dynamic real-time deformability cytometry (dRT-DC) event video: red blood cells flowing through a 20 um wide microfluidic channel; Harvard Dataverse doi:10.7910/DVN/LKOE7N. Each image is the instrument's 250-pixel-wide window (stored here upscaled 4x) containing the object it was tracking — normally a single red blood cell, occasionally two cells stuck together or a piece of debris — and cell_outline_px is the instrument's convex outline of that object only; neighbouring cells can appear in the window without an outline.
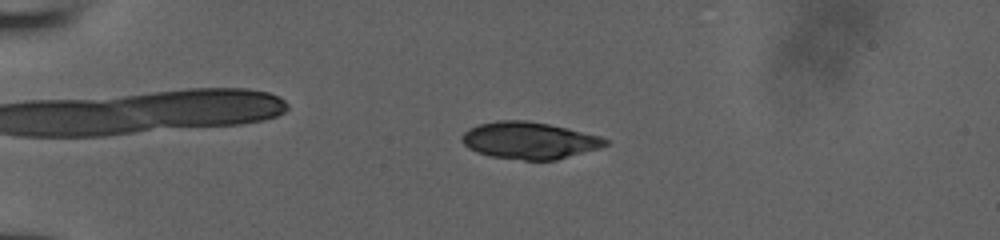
{"species": "human", "species_latin": "Homo sapiens", "temperature_condition": "room temperature", "stored_images_in_passage": 52, "camera_frame_rate_fps": 3000, "um_per_image_px": 0.085, "donor": {"sex": "male"}, "frame": {"image": 1, "passage_image": 14, "time_ms": 4.333, "image_size_px": [1000, 240], "cell_outline_px": [[608, 144], [600, 148], [556, 160], [524, 160], [492, 156], [476, 152], [468, 148], [460, 140], [460, 136], [468, 128], [480, 124], [500, 120], [524, 120], [548, 124], [568, 128], [600, 136], [608, 140]], "centroid_in_image_um": [44.98, 11.94], "position_along_channel_um": 40.0, "area_um2": 30.87}}
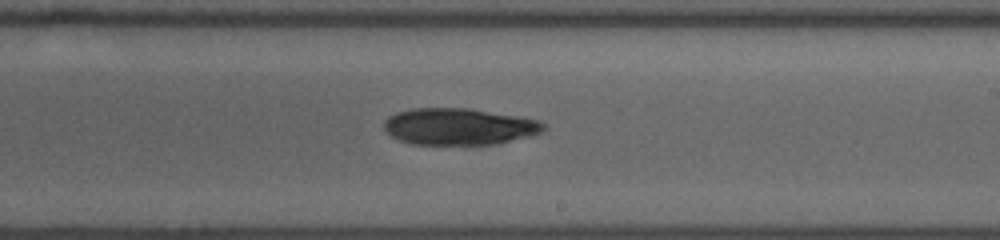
{"frame": {"image": 2, "passage_image": 33, "time_ms": 10.667, "image_size_px": [1000, 240], "cell_outline_px": [[544, 128], [540, 132], [528, 136], [496, 144], [412, 144], [400, 140], [392, 136], [384, 128], [384, 120], [388, 116], [396, 112], [412, 108], [468, 108], [520, 116], [540, 120], [544, 124]], "centroid_in_image_um": [38.99, 10.74], "position_along_channel_um": 250.0, "area_um2": 33.99}}
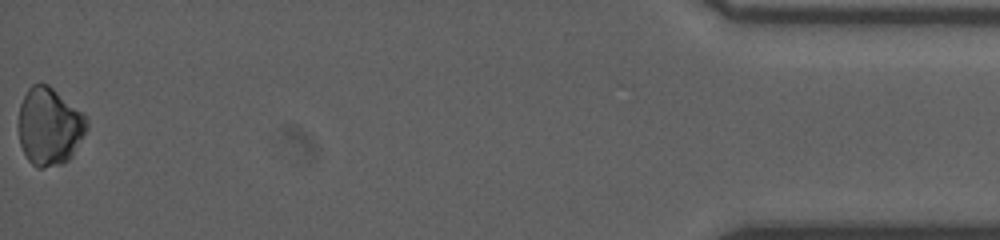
{"frame": {"image": 3, "passage_image": 52, "time_ms": 17.0, "image_size_px": [1000, 240], "cell_outline_px": [[88, 128], [72, 156], [68, 160], [60, 164], [44, 168], [36, 168], [28, 160], [20, 144], [20, 104], [28, 88], [32, 84], [48, 84], [84, 112], [88, 116]], "centroid_in_image_um": [4.24, 10.74], "position_along_channel_um": 431.0, "area_um2": 30.98}}